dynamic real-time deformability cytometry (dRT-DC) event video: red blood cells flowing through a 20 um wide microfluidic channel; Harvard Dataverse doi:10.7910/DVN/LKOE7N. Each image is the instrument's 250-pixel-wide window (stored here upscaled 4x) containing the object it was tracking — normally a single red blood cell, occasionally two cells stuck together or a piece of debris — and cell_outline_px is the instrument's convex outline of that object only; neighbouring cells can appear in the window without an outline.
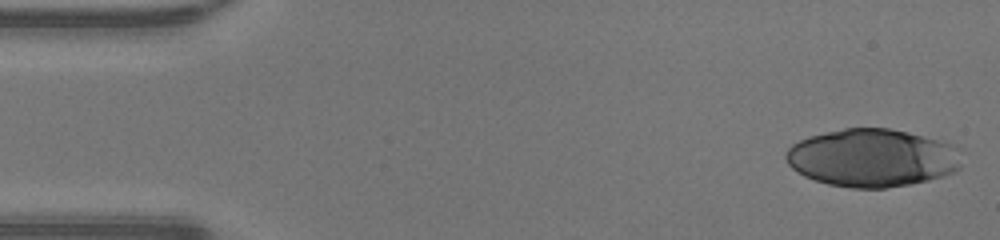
{"species": "human", "species_latin": "Homo sapiens", "temperature_condition": "warm", "stored_images_in_passage": 19, "camera_frame_rate_fps": 3000, "um_per_image_px": 0.085, "donor": {"sex": "male"}, "frame": {"image": 1, "passage_image": 1, "time_ms": 0.0, "image_size_px": [1000, 240], "cell_outline_px": [[960, 168], [956, 172], [944, 176], [912, 184], [884, 188], [852, 188], [828, 184], [804, 176], [796, 172], [788, 164], [784, 156], [784, 152], [792, 144], [808, 136], [844, 128], [888, 128], [908, 132], [944, 140], [956, 148], [960, 164]], "centroid_in_image_um": [74.12, 13.42], "position_along_channel_um": 10.9, "area_um2": 59.65}}
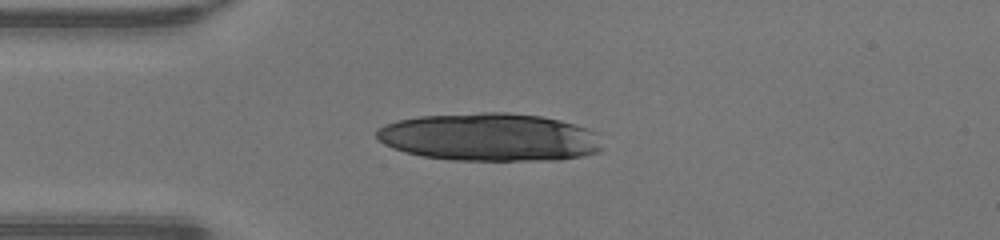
{"frame": {"image": 2, "passage_image": 11, "time_ms": 3.333, "image_size_px": [1000, 240], "cell_outline_px": [[604, 148], [600, 152], [584, 156], [560, 160], [448, 160], [424, 156], [404, 152], [392, 148], [376, 140], [376, 132], [384, 124], [396, 120], [420, 116], [480, 112], [504, 112], [540, 116], [560, 120], [588, 128], [592, 132]], "centroid_in_image_um": [41.59, 11.66], "position_along_channel_um": 43.4, "area_um2": 63.35}}